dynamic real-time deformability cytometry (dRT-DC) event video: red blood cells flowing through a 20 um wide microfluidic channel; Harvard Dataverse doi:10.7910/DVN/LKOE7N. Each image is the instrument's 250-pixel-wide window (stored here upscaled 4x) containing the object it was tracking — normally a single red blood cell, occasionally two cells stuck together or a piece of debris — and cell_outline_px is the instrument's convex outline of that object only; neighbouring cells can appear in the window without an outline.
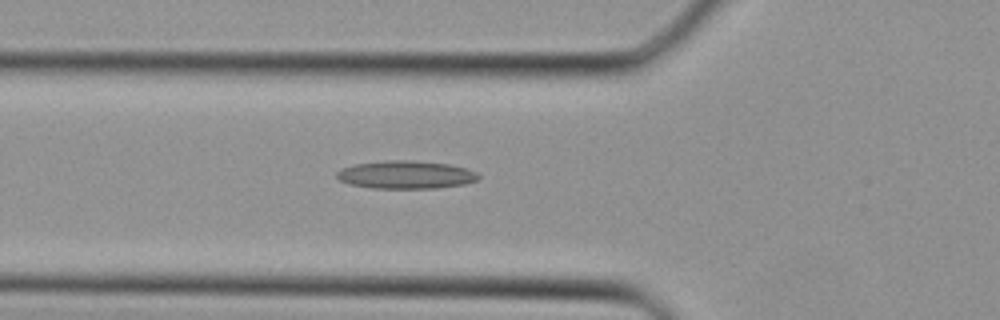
{"species": "Egyptian fruit bat (a non-hibernating species)", "species_latin": "Rousettus aegyptiacus", "temperature_condition": "cold", "stored_images_in_passage": 26, "camera_frame_rate_fps": 3000, "um_per_image_px": 0.085, "animal": {"sex": "female"}, "frame": {"image": 1, "passage_image": 3, "time_ms": 0.667, "image_size_px": [1000, 320], "cell_outline_px": [[480, 176], [476, 180], [464, 184], [436, 188], [372, 188], [348, 184], [340, 180], [336, 176], [336, 172], [340, 168], [356, 164], [388, 160], [408, 160], [448, 164], [464, 168], [476, 172]], "centroid_in_image_um": [34.45, 14.85], "position_along_channel_um": 91.3, "area_um2": 22.95}}
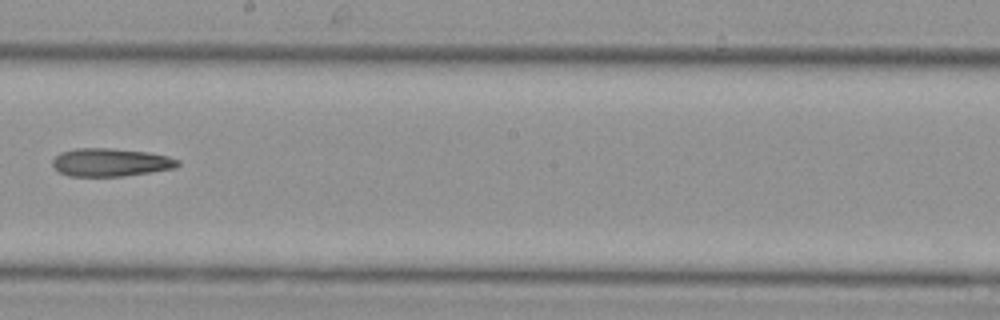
{"frame": {"image": 2, "passage_image": 11, "time_ms": 3.333, "image_size_px": [1000, 320], "cell_outline_px": [[180, 164], [176, 168], [124, 176], [68, 176], [60, 172], [52, 164], [52, 160], [60, 152], [76, 148], [108, 148], [148, 152], [168, 156], [180, 160]], "centroid_in_image_um": [9.42, 13.8], "position_along_channel_um": 238.8, "area_um2": 20.52}}
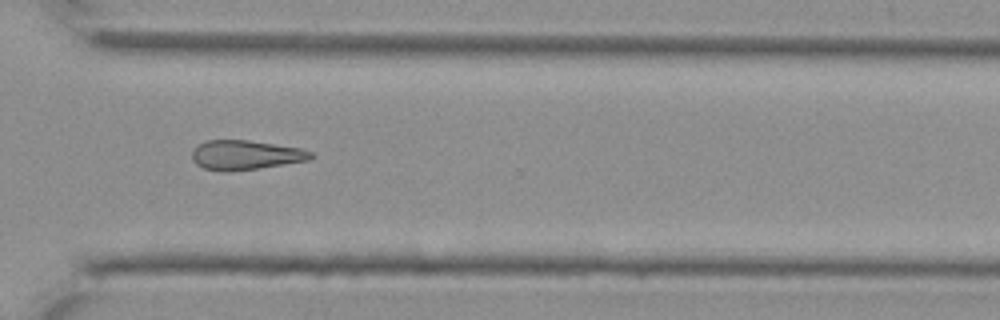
{"frame": {"image": 3, "passage_image": 17, "time_ms": 5.333, "image_size_px": [1000, 320], "cell_outline_px": [[316, 156], [308, 160], [260, 168], [224, 172], [204, 168], [196, 164], [192, 160], [192, 148], [208, 140], [248, 140], [300, 148], [312, 152]], "centroid_in_image_um": [20.86, 13.18], "position_along_channel_um": 349.7, "area_um2": 20.4}}